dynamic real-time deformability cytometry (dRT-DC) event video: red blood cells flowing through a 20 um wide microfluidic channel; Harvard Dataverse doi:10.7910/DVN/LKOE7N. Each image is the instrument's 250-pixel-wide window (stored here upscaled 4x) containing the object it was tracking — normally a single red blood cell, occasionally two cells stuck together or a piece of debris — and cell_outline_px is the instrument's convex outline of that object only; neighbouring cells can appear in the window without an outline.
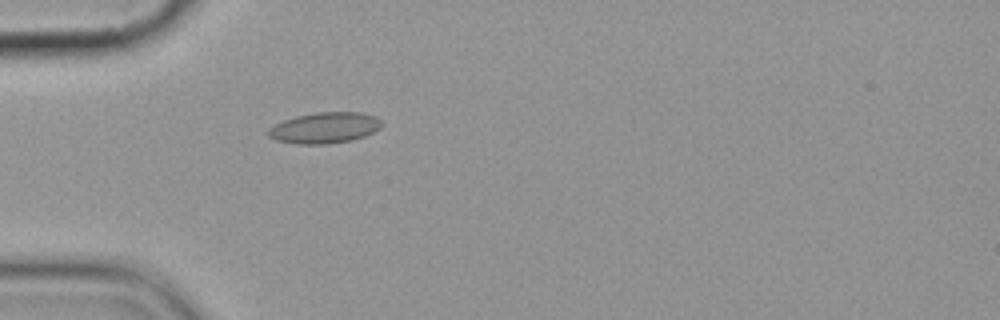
{"species": "common noctule bat (a hibernating species)", "species_latin": "Nyctalus noctula", "temperature_condition": "cold", "stored_images_in_passage": 6, "camera_frame_rate_fps": 3000, "um_per_image_px": 0.085, "animal": {"sex": "female", "body_mass_g": 19.9}, "frame": {"image": 1, "passage_image": 6, "time_ms": 5.667, "image_size_px": [1000, 320], "cell_outline_px": [[380, 128], [364, 136], [352, 140], [328, 144], [296, 144], [276, 140], [268, 136], [268, 128], [284, 120], [296, 116], [316, 112], [360, 112], [376, 116], [380, 120]], "centroid_in_image_um": [27.58, 10.86], "position_along_channel_um": 57.4, "area_um2": 20.4}}